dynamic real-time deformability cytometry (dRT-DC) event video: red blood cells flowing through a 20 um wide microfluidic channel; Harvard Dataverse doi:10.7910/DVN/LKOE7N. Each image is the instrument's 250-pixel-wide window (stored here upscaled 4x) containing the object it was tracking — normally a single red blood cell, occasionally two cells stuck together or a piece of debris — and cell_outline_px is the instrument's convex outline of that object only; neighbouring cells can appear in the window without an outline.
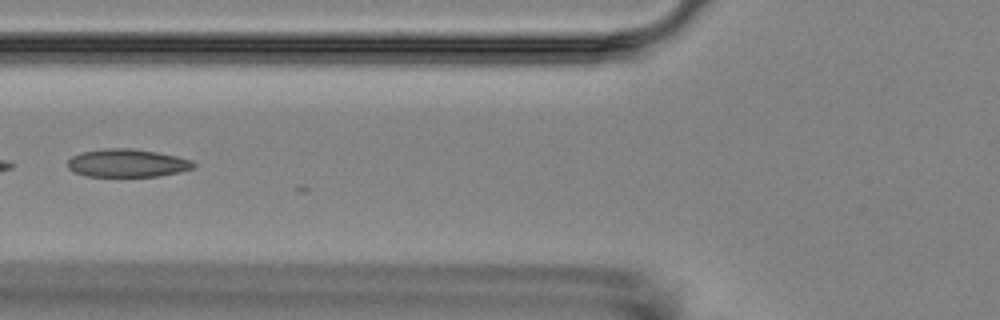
{"species": "Egyptian fruit bat (a non-hibernating species)", "species_latin": "Rousettus aegyptiacus", "temperature_condition": "room temperature", "stored_images_in_passage": 5, "camera_frame_rate_fps": 3000, "um_per_image_px": 0.085, "animal": {"sex": "female"}, "frame": {"image": 1, "passage_image": 3, "time_ms": 2.333, "image_size_px": [1000, 320], "cell_outline_px": [[196, 168], [180, 172], [156, 176], [88, 176], [72, 172], [68, 168], [68, 160], [72, 156], [80, 152], [104, 148], [132, 148], [156, 152], [176, 156], [192, 160], [196, 164]], "centroid_in_image_um": [10.81, 13.86], "position_along_channel_um": 115.0, "area_um2": 20.69}}